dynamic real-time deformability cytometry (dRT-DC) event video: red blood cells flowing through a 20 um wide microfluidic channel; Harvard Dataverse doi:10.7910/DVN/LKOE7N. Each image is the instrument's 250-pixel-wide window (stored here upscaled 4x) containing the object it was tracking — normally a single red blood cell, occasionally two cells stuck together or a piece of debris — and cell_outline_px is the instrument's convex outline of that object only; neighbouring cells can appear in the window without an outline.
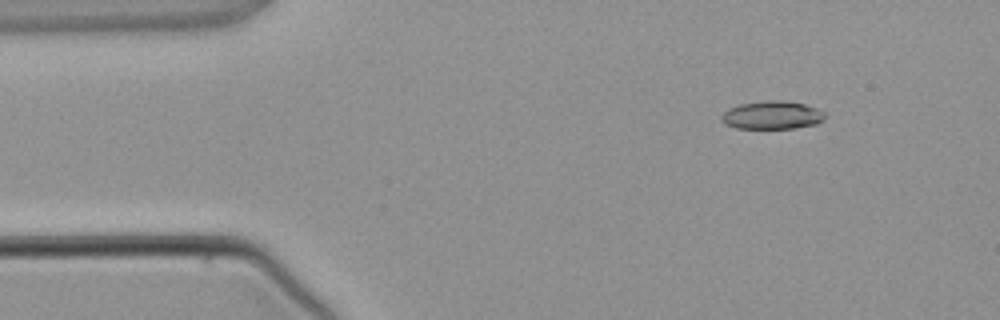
{"species": "common noctule bat (a hibernating species)", "species_latin": "Nyctalus noctula", "temperature_condition": "warm", "stored_images_in_passage": 4, "camera_frame_rate_fps": 3000, "um_per_image_px": 0.085, "animal": {"sex": "male", "body_mass_g": 21.5, "forearm_length_mm": 52.0}, "frame": {"image": 1, "passage_image": 2, "time_ms": 1.333, "image_size_px": [1000, 320], "cell_outline_px": [[828, 116], [824, 120], [816, 124], [796, 128], [736, 128], [724, 124], [720, 120], [720, 116], [728, 108], [740, 104], [768, 100], [784, 100], [804, 104], [816, 108], [824, 112]], "centroid_in_image_um": [65.63, 9.79], "position_along_channel_um": 19.4, "area_um2": 17.17}}
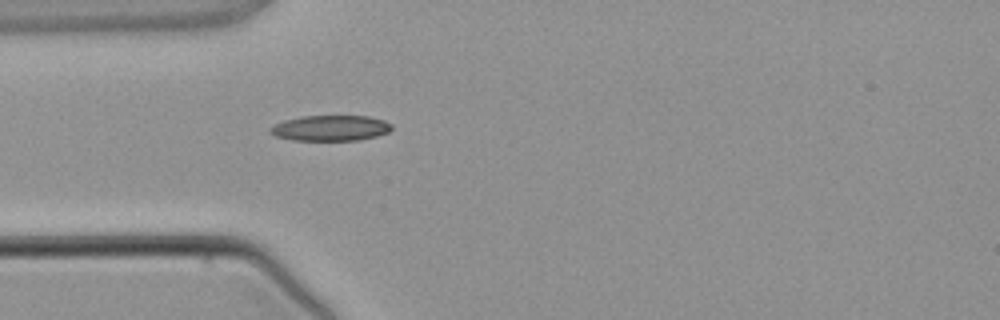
{"frame": {"image": 2, "passage_image": 4, "time_ms": 3.667, "image_size_px": [1000, 320], "cell_outline_px": [[392, 128], [388, 132], [376, 136], [360, 140], [292, 140], [276, 136], [268, 132], [268, 128], [284, 120], [300, 116], [368, 116], [384, 120], [392, 124]], "centroid_in_image_um": [28.08, 10.88], "position_along_channel_um": 56.9, "area_um2": 18.15}}